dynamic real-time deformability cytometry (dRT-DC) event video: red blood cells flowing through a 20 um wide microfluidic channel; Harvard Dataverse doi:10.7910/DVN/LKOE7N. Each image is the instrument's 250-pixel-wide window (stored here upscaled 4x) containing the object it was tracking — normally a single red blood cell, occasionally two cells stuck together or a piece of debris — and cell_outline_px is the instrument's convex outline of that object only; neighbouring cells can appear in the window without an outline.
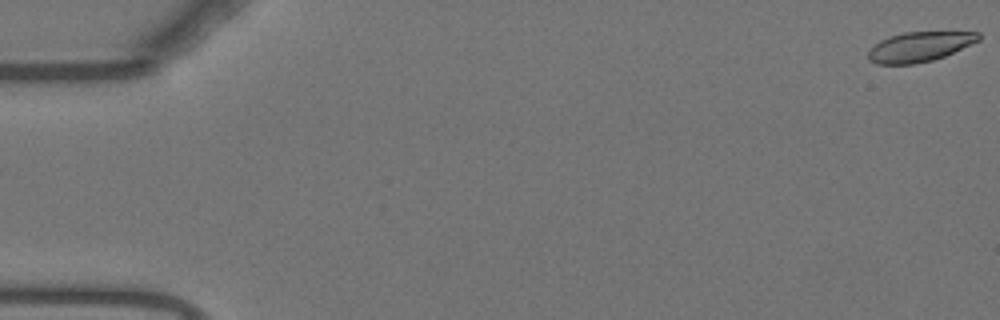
{"species": "Egyptian fruit bat (a non-hibernating species)", "species_latin": "Rousettus aegyptiacus", "temperature_condition": "warm", "stored_images_in_passage": 56, "camera_frame_rate_fps": 3000, "um_per_image_px": 0.085, "animal": {"sex": "female"}, "frame": {"image": 1, "passage_image": 1, "time_ms": 0.0, "image_size_px": [1000, 320], "cell_outline_px": [[980, 40], [944, 56], [932, 60], [912, 64], [876, 64], [868, 60], [868, 52], [880, 40], [888, 36], [904, 32], [980, 32]], "centroid_in_image_um": [78.14, 3.97], "position_along_channel_um": 6.9, "area_um2": 19.02}}
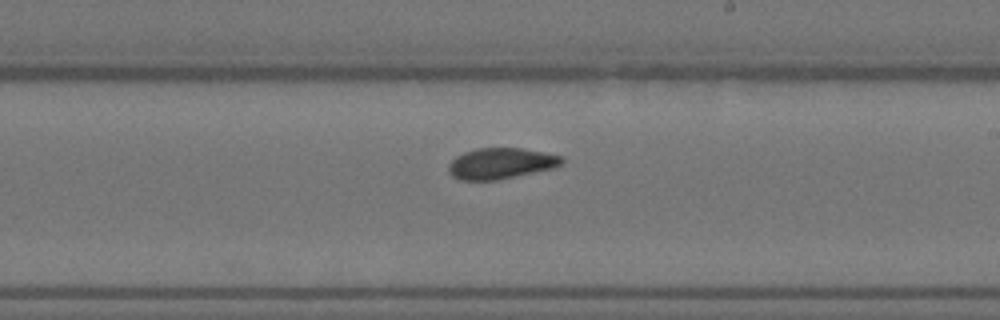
{"frame": {"image": 2, "passage_image": 33, "time_ms": 10.667, "image_size_px": [1000, 320], "cell_outline_px": [[564, 160], [560, 164], [552, 168], [496, 180], [460, 180], [452, 176], [448, 172], [448, 164], [456, 156], [464, 152], [476, 148], [520, 148], [560, 156]], "centroid_in_image_um": [42.49, 13.89], "position_along_channel_um": 246.5, "area_um2": 20.11}}
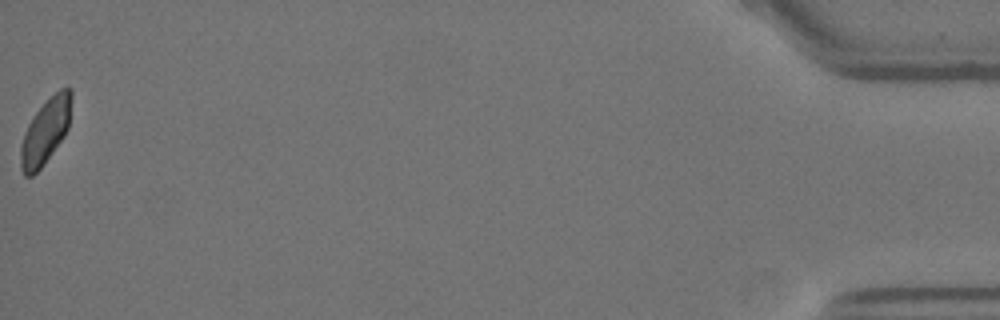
{"frame": {"image": 3, "passage_image": 56, "time_ms": 18.333, "image_size_px": [1000, 320], "cell_outline_px": [[72, 96], [68, 128], [64, 136], [44, 164], [32, 176], [24, 176], [20, 168], [20, 144], [24, 132], [28, 124], [36, 112], [60, 88], [72, 88]], "centroid_in_image_um": [3.85, 11.19], "position_along_channel_um": 431.4, "area_um2": 19.13}, "authors_computed_cell_mechanics": {"area_um2": 20.0855, "velocity_mm_per_s": 3.7099, "shape_relaxation_time_tau1_ms": 6.8182, "shape_relaxation_time_tau2_ms": 1.0515, "deformation_change_tau1": 0.2215, "deformation_change_tau2": 0.0573}}